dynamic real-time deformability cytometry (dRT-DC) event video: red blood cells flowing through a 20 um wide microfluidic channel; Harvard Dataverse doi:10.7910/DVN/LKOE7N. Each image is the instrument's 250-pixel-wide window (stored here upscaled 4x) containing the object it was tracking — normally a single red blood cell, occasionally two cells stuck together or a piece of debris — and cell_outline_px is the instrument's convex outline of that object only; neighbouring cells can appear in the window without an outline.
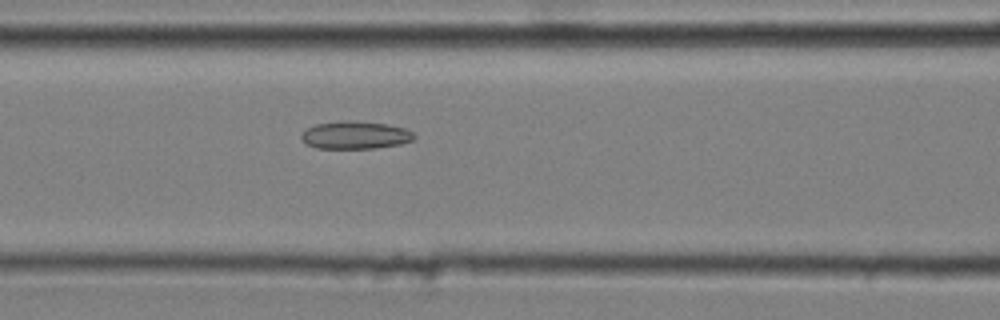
{"species": "common noctule bat (a hibernating species)", "species_latin": "Nyctalus noctula", "temperature_condition": "cold", "stored_images_in_passage": 6, "camera_frame_rate_fps": 3000, "um_per_image_px": 0.085, "animal": {"sex": "male", "body_mass_g": 20.4}, "frame": {"image": 1, "passage_image": 6, "time_ms": 1.667, "image_size_px": [1000, 320], "cell_outline_px": [[416, 136], [412, 140], [400, 144], [376, 148], [316, 148], [300, 140], [300, 136], [308, 128], [316, 124], [348, 120], [356, 120], [388, 124], [404, 128], [412, 132]], "centroid_in_image_um": [30.2, 11.48], "position_along_channel_um": 136.4, "area_um2": 18.21}}